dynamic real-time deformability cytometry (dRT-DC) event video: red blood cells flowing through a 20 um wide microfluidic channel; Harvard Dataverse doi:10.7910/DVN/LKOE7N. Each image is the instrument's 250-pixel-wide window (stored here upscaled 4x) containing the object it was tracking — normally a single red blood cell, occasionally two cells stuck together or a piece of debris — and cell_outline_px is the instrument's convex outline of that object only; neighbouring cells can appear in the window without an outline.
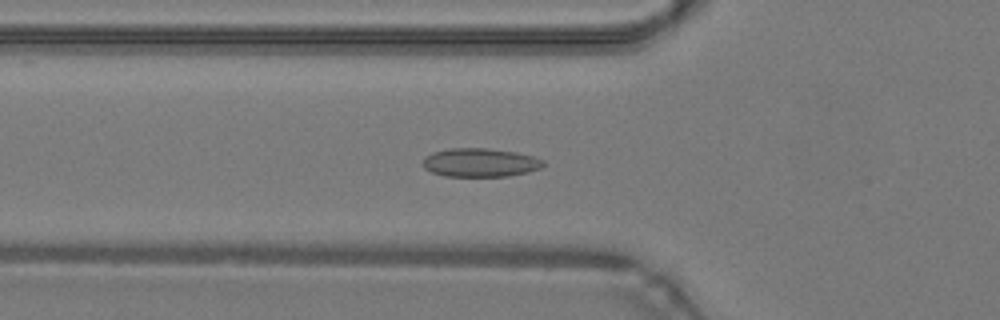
{"species": "common noctule bat (a hibernating species)", "species_latin": "Nyctalus noctula", "temperature_condition": "warm", "stored_images_in_passage": 37, "camera_frame_rate_fps": 3000, "um_per_image_px": 0.085, "animal": {"sex": "male", "body_mass_g": 19.2, "forearm_length_mm": 51.8}, "frame": {"image": 1, "passage_image": 16, "time_ms": 5.0, "image_size_px": [1000, 320], "cell_outline_px": [[544, 164], [540, 168], [528, 172], [508, 176], [444, 176], [432, 172], [424, 168], [424, 156], [432, 152], [448, 148], [488, 148], [516, 152], [532, 156], [544, 160]], "centroid_in_image_um": [40.8, 13.81], "position_along_channel_um": 85.0, "area_um2": 20.11}}
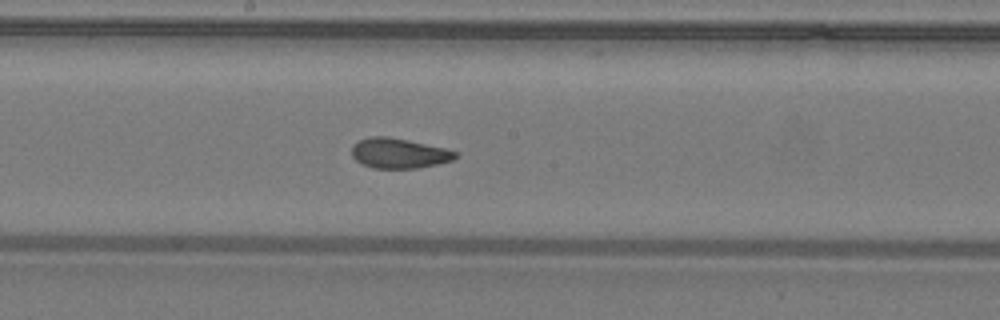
{"frame": {"image": 2, "passage_image": 25, "time_ms": 8.0, "image_size_px": [1000, 320], "cell_outline_px": [[460, 156], [452, 160], [420, 168], [372, 168], [356, 160], [352, 156], [352, 144], [360, 140], [372, 136], [388, 136], [408, 140], [444, 148], [460, 152]], "centroid_in_image_um": [33.94, 13.02], "position_along_channel_um": 214.3, "area_um2": 18.21}}
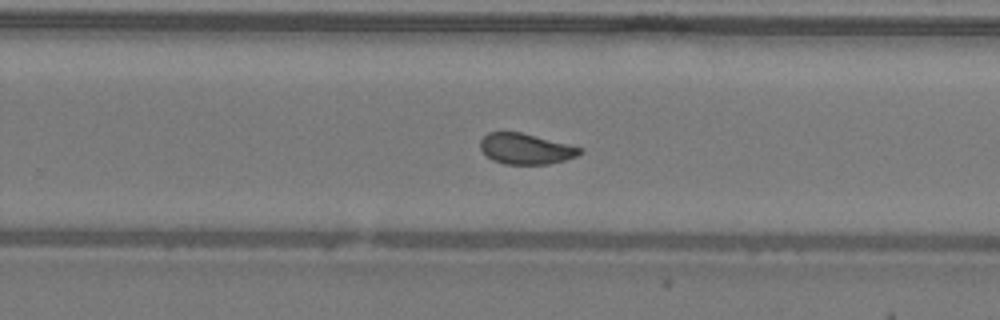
{"frame": {"image": 3, "passage_image": 30, "time_ms": 9.667, "image_size_px": [1000, 320], "cell_outline_px": [[584, 152], [576, 156], [564, 160], [548, 164], [504, 164], [492, 160], [480, 148], [480, 140], [488, 132], [520, 132], [584, 148]], "centroid_in_image_um": [44.7, 12.65], "position_along_channel_um": 285.1, "area_um2": 17.74}, "authors_computed_cell_mechanics": {"area_um2": 19.1318, "velocity_mm_per_s": 4.2878, "shape_relaxation_time_tau1_ms": 8.1124, "shape_relaxation_time_tau2_ms": 0.7562, "deformation_change_tau1": 0.1654, "deformation_change_tau2": 0.0499}}